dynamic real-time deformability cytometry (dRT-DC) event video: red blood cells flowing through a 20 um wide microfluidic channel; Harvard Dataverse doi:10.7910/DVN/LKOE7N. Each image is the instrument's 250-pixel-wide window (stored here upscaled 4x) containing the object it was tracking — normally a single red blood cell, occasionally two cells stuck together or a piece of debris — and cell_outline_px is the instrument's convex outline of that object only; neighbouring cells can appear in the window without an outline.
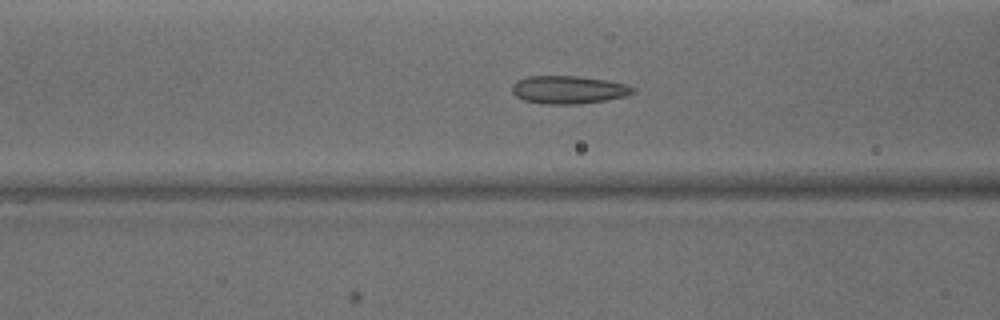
{"species": "common noctule bat (a hibernating species)", "species_latin": "Nyctalus noctula", "temperature_condition": "warm", "stored_images_in_passage": 34, "camera_frame_rate_fps": 3000, "um_per_image_px": 0.085, "animal": {"sex": "male", "body_mass_g": 15.6}, "frame": {"image": 1, "passage_image": 4, "time_ms": 1.0, "image_size_px": [1000, 320], "cell_outline_px": [[636, 92], [624, 96], [604, 100], [580, 104], [544, 104], [524, 100], [516, 96], [512, 92], [512, 84], [516, 80], [528, 76], [580, 76], [604, 80], [624, 84], [636, 88]], "centroid_in_image_um": [48.29, 7.62], "position_along_channel_um": 118.3, "area_um2": 19.65}}
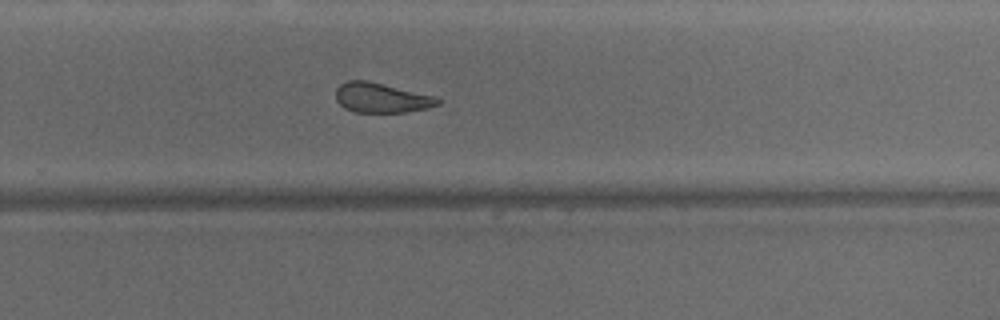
{"frame": {"image": 2, "passage_image": 17, "time_ms": 5.333, "image_size_px": [1000, 320], "cell_outline_px": [[444, 100], [440, 104], [428, 108], [408, 112], [356, 112], [344, 108], [336, 100], [336, 88], [340, 84], [348, 80], [368, 80], [436, 96]], "centroid_in_image_um": [32.46, 8.31], "position_along_channel_um": 297.3, "area_um2": 17.98}}
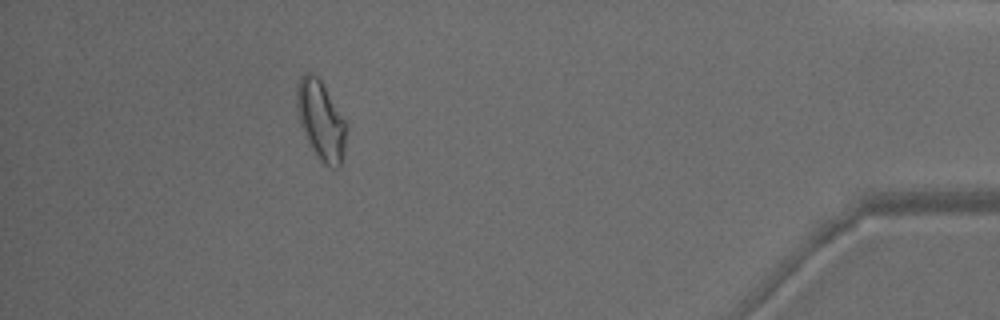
{"frame": {"image": 3, "passage_image": 29, "time_ms": 9.333, "image_size_px": [1000, 320], "cell_outline_px": [[348, 124], [344, 148], [340, 168], [332, 168], [324, 164], [320, 160], [308, 144], [300, 124], [296, 104], [296, 88], [300, 76], [304, 72], [308, 72], [316, 76], [320, 80]], "centroid_in_image_um": [27.27, 10.24], "position_along_channel_um": 407.9, "area_um2": 22.95}}